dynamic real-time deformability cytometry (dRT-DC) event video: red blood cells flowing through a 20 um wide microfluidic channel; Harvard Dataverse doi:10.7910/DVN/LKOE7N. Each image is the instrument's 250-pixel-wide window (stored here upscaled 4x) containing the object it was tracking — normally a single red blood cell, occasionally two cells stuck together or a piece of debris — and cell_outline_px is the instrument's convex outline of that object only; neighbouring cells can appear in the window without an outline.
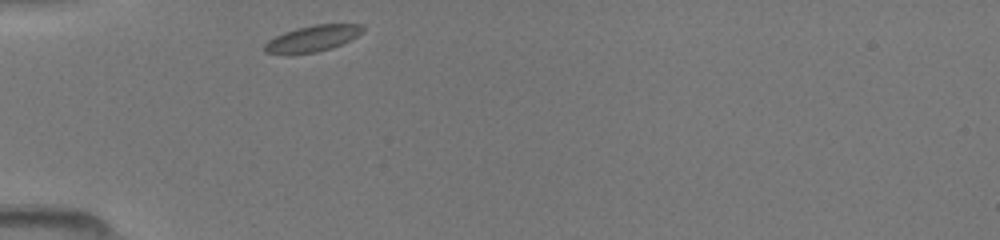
{"species": "common noctule bat (a hibernating species)", "species_latin": "Nyctalus noctula", "temperature_condition": "room temperature", "stored_images_in_passage": 29, "camera_frame_rate_fps": 3000, "um_per_image_px": 0.085, "animal": {"sex": "female", "body_mass_g": 19.5, "forearm_length_mm": 54.1}, "frame": {"image": 1, "passage_image": 1, "time_ms": 0.0, "image_size_px": [1000, 240], "cell_outline_px": [[364, 32], [332, 48], [316, 52], [264, 52], [264, 44], [268, 40], [284, 32], [296, 28], [312, 24], [364, 24]], "centroid_in_image_um": [26.62, 3.23], "position_along_channel_um": 58.4, "area_um2": 14.57}}
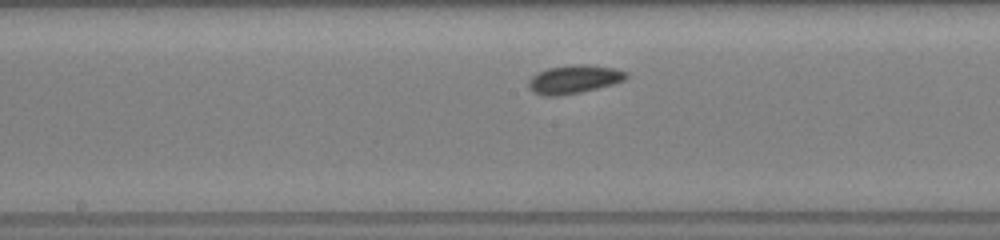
{"frame": {"image": 2, "passage_image": 12, "time_ms": 3.667, "image_size_px": [1000, 240], "cell_outline_px": [[628, 76], [624, 80], [612, 84], [580, 92], [556, 96], [544, 96], [528, 88], [528, 84], [532, 76], [548, 68], [572, 64], [588, 64], [616, 68], [628, 72]], "centroid_in_image_um": [48.82, 6.72], "position_along_channel_um": 199.4, "area_um2": 16.07}}
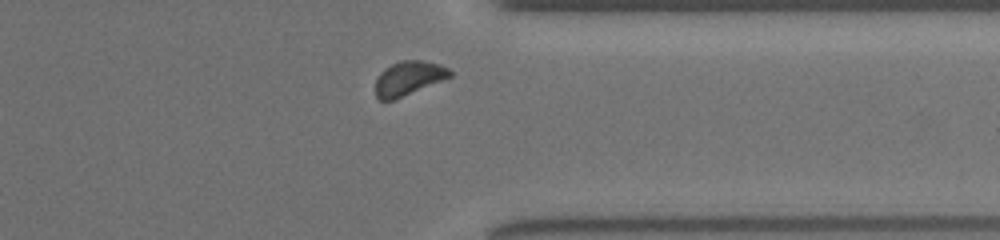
{"frame": {"image": 3, "passage_image": 25, "time_ms": 8.0, "image_size_px": [1000, 240], "cell_outline_px": [[452, 76], [392, 100], [380, 100], [376, 96], [376, 80], [380, 72], [384, 68], [400, 60], [420, 60], [440, 64], [448, 68], [452, 72]], "centroid_in_image_um": [34.72, 6.62], "position_along_channel_um": 376.7, "area_um2": 14.57}}